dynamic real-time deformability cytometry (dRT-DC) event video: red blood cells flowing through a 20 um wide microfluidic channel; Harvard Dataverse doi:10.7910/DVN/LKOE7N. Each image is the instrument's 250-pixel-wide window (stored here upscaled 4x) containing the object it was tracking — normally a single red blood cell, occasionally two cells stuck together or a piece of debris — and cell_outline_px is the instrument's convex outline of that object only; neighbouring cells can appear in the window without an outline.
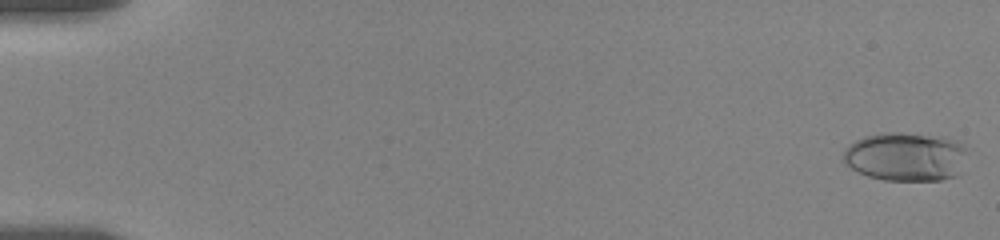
{"species": "human", "species_latin": "Homo sapiens", "temperature_condition": "room temperature", "stored_images_in_passage": 58, "camera_frame_rate_fps": 3000, "um_per_image_px": 0.085, "donor": {"sex": "female"}, "frame": {"image": 1, "passage_image": 1, "time_ms": 0.0, "image_size_px": [1000, 240], "cell_outline_px": [[972, 148], [956, 176], [940, 180], [884, 180], [868, 176], [844, 164], [840, 160], [844, 148], [856, 140], [864, 136], [880, 132], [900, 132], [960, 140]], "centroid_in_image_um": [77.01, 13.3], "position_along_channel_um": 8.0, "area_um2": 35.95}}
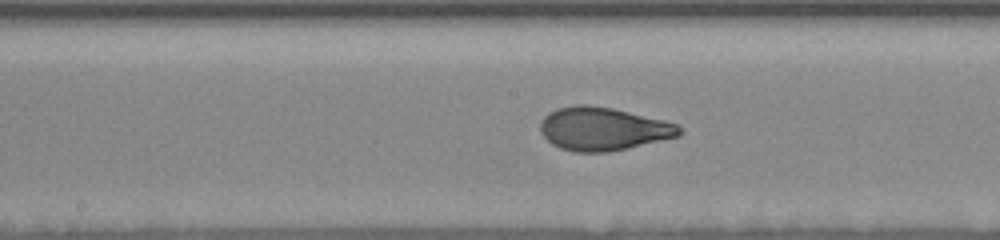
{"frame": {"image": 2, "passage_image": 31, "time_ms": 10.0, "image_size_px": [1000, 240], "cell_outline_px": [[684, 132], [680, 136], [628, 148], [608, 152], [572, 152], [560, 148], [552, 144], [540, 132], [540, 120], [548, 112], [556, 108], [576, 104], [588, 104], [612, 108], [664, 120], [680, 124], [684, 128]], "centroid_in_image_um": [51.28, 10.95], "position_along_channel_um": 196.9, "area_um2": 35.49}}
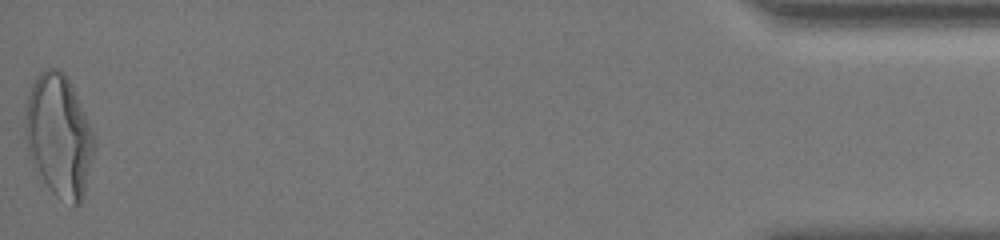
{"frame": {"image": 3, "passage_image": 58, "time_ms": 19.0, "image_size_px": [1000, 240], "cell_outline_px": [[96, 140], [84, 196], [80, 204], [72, 208], [56, 196], [48, 188], [32, 160], [28, 152], [24, 132], [24, 120], [28, 92], [36, 76], [44, 68], [60, 68], [64, 72], [96, 132]], "centroid_in_image_um": [5.03, 11.53], "position_along_channel_um": 430.2, "area_um2": 49.88}, "authors_computed_cell_mechanics": {"area_um2": 35.0268, "velocity_mm_per_s": 3.532, "shape_relaxation_time_tau1_ms": 5.5694, "shape_relaxation_time_tau2_ms": 0.8983, "deformation_change_tau1": 0.2189, "deformation_change_tau2": 0.0639}}